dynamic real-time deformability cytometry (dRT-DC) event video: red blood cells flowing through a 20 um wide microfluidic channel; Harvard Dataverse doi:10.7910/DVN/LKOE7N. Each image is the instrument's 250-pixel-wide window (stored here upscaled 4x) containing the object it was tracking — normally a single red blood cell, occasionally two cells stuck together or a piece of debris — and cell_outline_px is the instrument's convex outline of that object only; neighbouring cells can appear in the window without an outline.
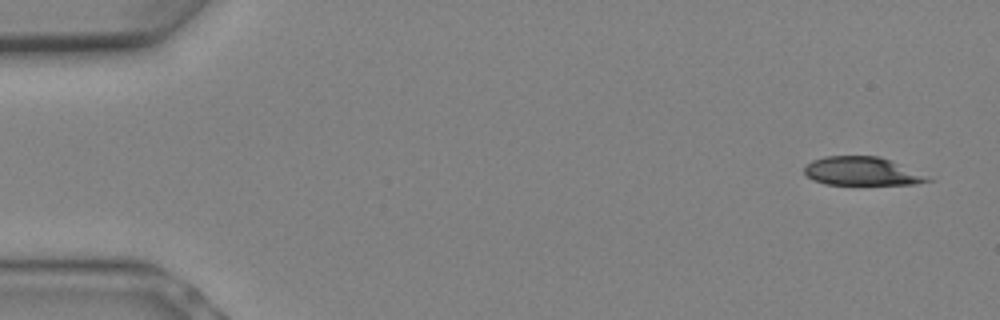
{"species": "Egyptian fruit bat (a non-hibernating species)", "species_latin": "Rousettus aegyptiacus", "temperature_condition": "warm", "stored_images_in_passage": 9, "camera_frame_rate_fps": 3000, "um_per_image_px": 0.085, "animal": {"sex": "female"}, "frame": {"image": 1, "passage_image": 1, "time_ms": 0.0, "image_size_px": [1000, 320], "cell_outline_px": [[936, 180], [916, 184], [824, 184], [812, 180], [804, 172], [804, 164], [812, 160], [824, 156], [880, 156]], "centroid_in_image_um": [73.21, 14.55], "position_along_channel_um": 11.8, "area_um2": 20.4}}
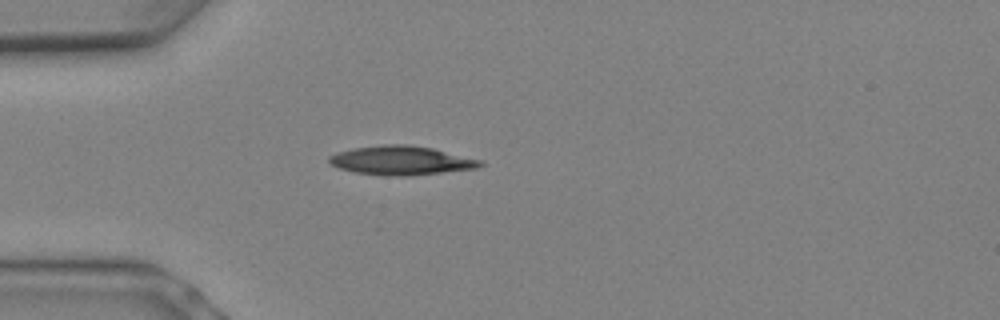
{"frame": {"image": 2, "passage_image": 6, "time_ms": 1.667, "image_size_px": [1000, 320], "cell_outline_px": [[484, 164], [476, 168], [408, 176], [400, 176], [356, 172], [340, 168], [328, 164], [328, 156], [352, 148], [384, 144], [408, 144], [432, 148], [484, 160]], "centroid_in_image_um": [34.12, 13.62], "position_along_channel_um": 50.9, "area_um2": 25.37}}
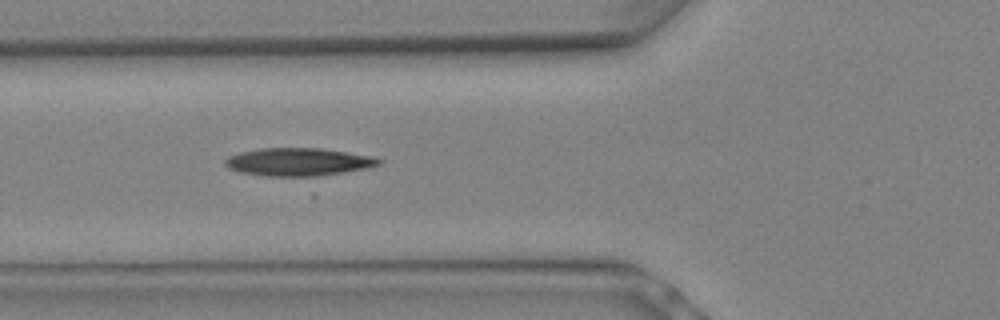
{"frame": {"image": 3, "passage_image": 8, "time_ms": 2.333, "image_size_px": [1000, 320], "cell_outline_px": [[384, 160], [380, 164], [368, 168], [344, 172], [316, 176], [268, 176], [240, 172], [228, 168], [224, 164], [224, 160], [228, 156], [240, 152], [260, 148], [324, 148], [372, 156]], "centroid_in_image_um": [25.37, 13.75], "position_along_channel_um": 100.4, "area_um2": 25.09}}